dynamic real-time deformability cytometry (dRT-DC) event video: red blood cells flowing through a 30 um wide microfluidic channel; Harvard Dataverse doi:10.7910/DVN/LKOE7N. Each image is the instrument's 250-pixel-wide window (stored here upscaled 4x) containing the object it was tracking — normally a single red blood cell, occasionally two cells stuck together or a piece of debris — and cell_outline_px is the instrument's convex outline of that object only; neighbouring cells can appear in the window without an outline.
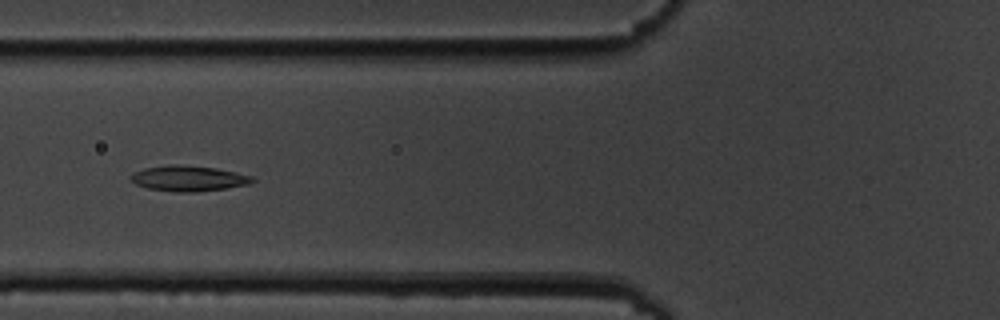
{"species": "common noctule bat (a hibernating species)", "species_latin": "Nyctalus noctula", "temperature_condition": "cold", "stored_images_in_passage": 7, "camera_frame_rate_fps": 3000, "um_per_image_px": 0.085, "animal": {"sex": "male", "body_mass_g": 19.5, "forearm_length_mm": 54.6}, "frame": {"image": 1, "passage_image": 7, "time_ms": 6.667, "image_size_px": [1000, 320], "cell_outline_px": [[256, 180], [248, 184], [224, 188], [196, 192], [176, 192], [148, 188], [136, 184], [128, 176], [132, 172], [144, 168], [168, 164], [176, 164], [216, 168], [236, 172], [252, 176]], "centroid_in_image_um": [15.99, 15.15], "position_along_channel_um": 109.8, "area_um2": 18.09}}